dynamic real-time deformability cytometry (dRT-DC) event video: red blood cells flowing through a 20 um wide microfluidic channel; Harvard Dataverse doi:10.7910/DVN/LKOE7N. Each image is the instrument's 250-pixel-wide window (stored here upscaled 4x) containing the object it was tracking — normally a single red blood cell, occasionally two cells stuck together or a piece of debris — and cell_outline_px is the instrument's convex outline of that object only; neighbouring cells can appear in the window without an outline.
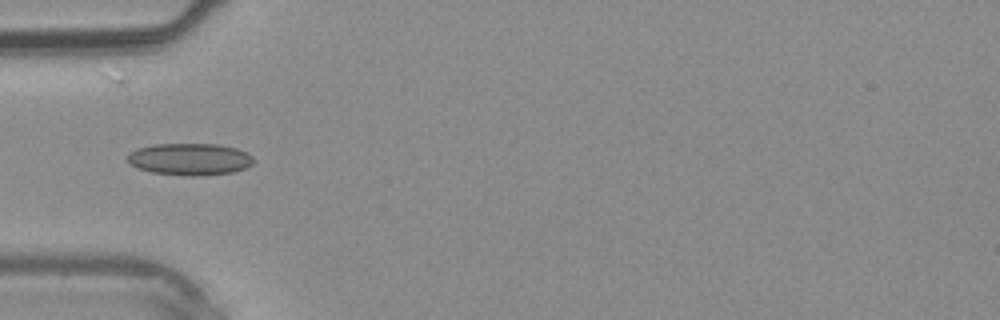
{"species": "common noctule bat (a hibernating species)", "species_latin": "Nyctalus noctula", "temperature_condition": "warm", "stored_images_in_passage": 17, "camera_frame_rate_fps": 3000, "um_per_image_px": 0.085, "animal": {"sex": "male", "body_mass_g": 20.4}, "frame": {"image": 1, "passage_image": 12, "time_ms": 3.667, "image_size_px": [1000, 320], "cell_outline_px": [[256, 160], [252, 164], [244, 168], [232, 172], [196, 176], [192, 176], [152, 172], [136, 168], [128, 160], [128, 152], [136, 148], [156, 144], [216, 144], [236, 148], [248, 152]], "centroid_in_image_um": [16.14, 13.52], "position_along_channel_um": 68.9, "area_um2": 23.47}}